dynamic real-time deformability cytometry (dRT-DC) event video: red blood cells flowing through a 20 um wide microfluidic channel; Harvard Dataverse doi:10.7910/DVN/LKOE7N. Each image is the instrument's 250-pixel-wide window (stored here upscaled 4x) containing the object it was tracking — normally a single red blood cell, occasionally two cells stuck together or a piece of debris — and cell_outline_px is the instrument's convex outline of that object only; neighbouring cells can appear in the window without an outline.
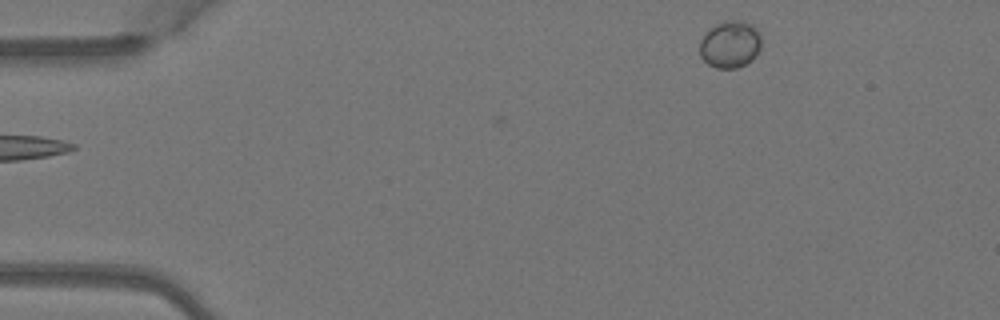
{"species": "Egyptian fruit bat (a non-hibernating species)", "species_latin": "Rousettus aegyptiacus", "temperature_condition": "warm", "stored_images_in_passage": 5, "camera_frame_rate_fps": 3000, "um_per_image_px": 0.085, "animal": {"sex": "female"}, "frame": {"image": 1, "passage_image": 5, "time_ms": 1.333, "image_size_px": [1000, 320], "cell_outline_px": [[760, 48], [752, 60], [736, 68], [716, 68], [708, 64], [700, 56], [700, 40], [708, 28], [724, 20], [740, 20], [752, 24], [760, 32]], "centroid_in_image_um": [62.05, 3.75], "position_along_channel_um": 23.0, "area_um2": 17.05}}